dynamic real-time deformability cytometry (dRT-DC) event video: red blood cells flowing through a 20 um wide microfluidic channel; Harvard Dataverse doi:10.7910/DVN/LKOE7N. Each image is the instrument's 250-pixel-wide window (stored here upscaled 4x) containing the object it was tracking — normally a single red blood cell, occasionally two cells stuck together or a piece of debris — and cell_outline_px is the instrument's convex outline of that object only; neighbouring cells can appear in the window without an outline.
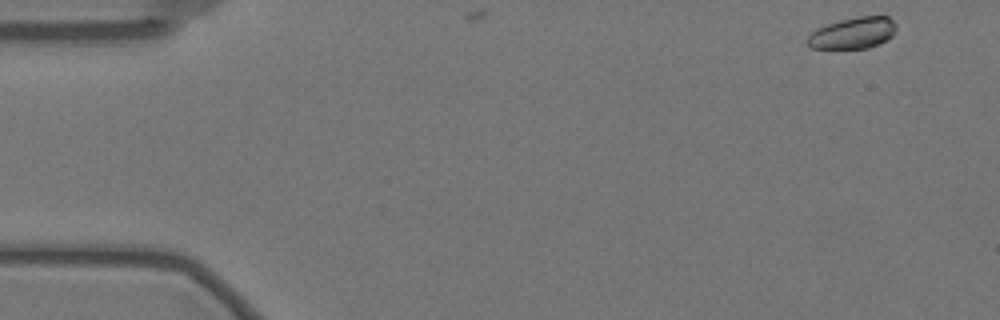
{"species": "Egyptian fruit bat (a non-hibernating species)", "species_latin": "Rousettus aegyptiacus", "temperature_condition": "warm", "stored_images_in_passage": 5, "camera_frame_rate_fps": 3000, "um_per_image_px": 0.085, "animal": {"sex": "female"}, "frame": {"image": 1, "passage_image": 1, "time_ms": 0.0, "image_size_px": [1000, 320], "cell_outline_px": [[896, 32], [892, 36], [868, 48], [812, 48], [804, 40], [816, 28], [840, 20], [856, 16], [888, 16], [896, 24]], "centroid_in_image_um": [72.48, 2.79], "position_along_channel_um": 12.5, "area_um2": 16.18}}